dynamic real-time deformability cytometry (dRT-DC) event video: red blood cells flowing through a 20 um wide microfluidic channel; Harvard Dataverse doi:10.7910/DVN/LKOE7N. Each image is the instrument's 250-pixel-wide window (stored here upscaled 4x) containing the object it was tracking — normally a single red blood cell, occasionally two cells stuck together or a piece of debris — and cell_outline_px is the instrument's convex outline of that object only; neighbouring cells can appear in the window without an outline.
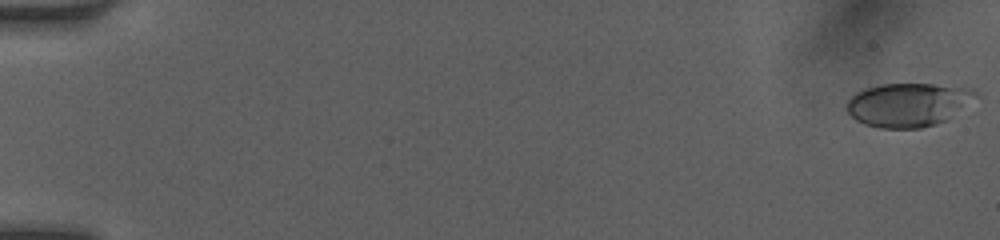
{"species": "human", "species_latin": "Homo sapiens", "temperature_condition": "room temperature", "stored_images_in_passage": 50, "camera_frame_rate_fps": 3000, "um_per_image_px": 0.085, "donor": {"sex": "female"}, "frame": {"image": 1, "passage_image": 1, "time_ms": 0.0, "image_size_px": [1000, 240], "cell_outline_px": [[980, 96], [948, 120], [936, 124], [920, 128], [880, 128], [864, 124], [856, 120], [848, 112], [848, 100], [856, 92], [864, 88], [880, 84], [932, 84], [976, 88]], "centroid_in_image_um": [77.27, 8.89], "position_along_channel_um": 7.7, "area_um2": 33.18}}
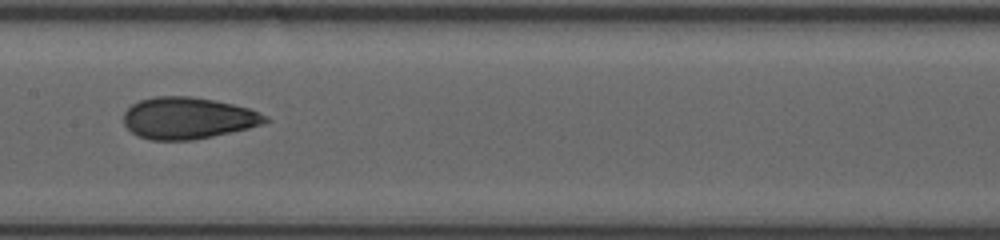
{"frame": {"image": 2, "passage_image": 27, "time_ms": 8.667, "image_size_px": [1000, 240], "cell_outline_px": [[272, 120], [248, 128], [212, 136], [192, 140], [148, 140], [132, 132], [124, 124], [124, 112], [132, 104], [140, 100], [156, 96], [192, 96], [216, 100], [248, 108], [268, 116]], "centroid_in_image_um": [15.97, 10.03], "position_along_channel_um": 191.4, "area_um2": 34.33}}
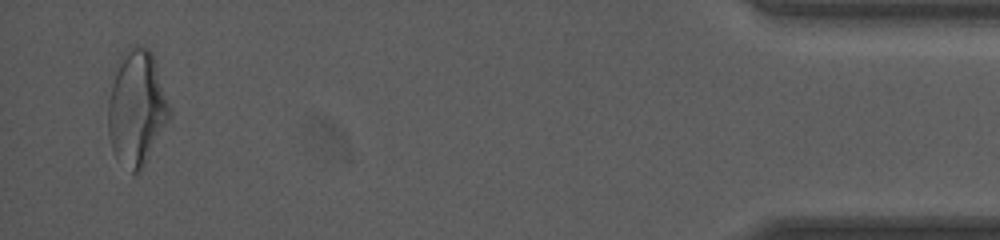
{"frame": {"image": 3, "passage_image": 49, "time_ms": 16.0, "image_size_px": [1000, 240], "cell_outline_px": [[172, 112], [168, 120], [140, 172], [132, 172], [116, 156], [112, 148], [108, 136], [108, 100], [112, 72], [116, 60], [128, 44], [140, 44], [148, 48], [152, 52]], "centroid_in_image_um": [11.58, 9.05], "position_along_channel_um": 423.6, "area_um2": 41.62}, "authors_computed_cell_mechanics": {"area_um2": 33.7841, "velocity_mm_per_s": 4.1742, "shape_relaxation_time_tau1_ms": 6.4445, "shape_relaxation_time_tau2_ms": 1.5368, "deformation_change_tau1": 0.186, "deformation_change_tau2": 0.0783}}